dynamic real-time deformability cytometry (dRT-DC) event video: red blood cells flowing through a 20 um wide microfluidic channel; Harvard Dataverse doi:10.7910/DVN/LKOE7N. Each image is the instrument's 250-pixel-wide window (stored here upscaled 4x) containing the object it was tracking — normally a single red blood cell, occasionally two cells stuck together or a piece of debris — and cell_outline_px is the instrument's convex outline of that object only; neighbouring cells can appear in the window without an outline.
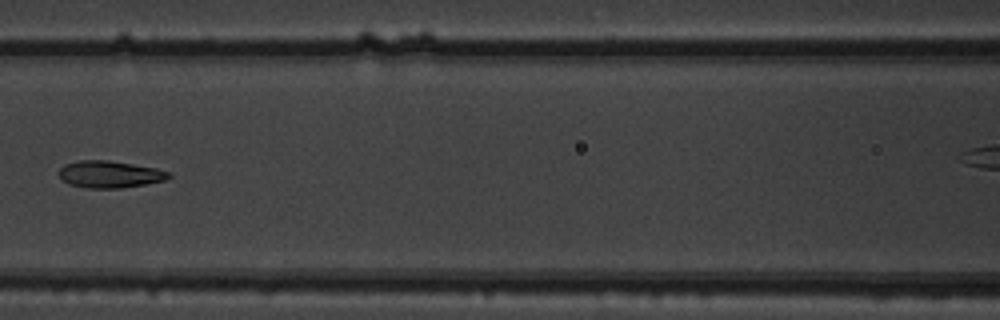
{"species": "common noctule bat (a hibernating species)", "species_latin": "Nyctalus noctula", "temperature_condition": "warm", "stored_images_in_passage": 7, "segment_of_instrument_passage": [1, 2], "camera_frame_rate_fps": 3000, "um_per_image_px": 0.085, "animal": {"sex": "male", "body_mass_g": 19.5, "forearm_length_mm": 54.6}, "frame": {"image": 1, "passage_image": 6, "time_ms": 1.667, "image_size_px": [1000, 320], "cell_outline_px": [[172, 176], [164, 180], [144, 184], [120, 188], [88, 188], [68, 184], [60, 180], [56, 172], [64, 164], [76, 160], [108, 160], [156, 168], [168, 172]], "centroid_in_image_um": [9.23, 14.81], "position_along_channel_um": 157.4, "area_um2": 17.4}}